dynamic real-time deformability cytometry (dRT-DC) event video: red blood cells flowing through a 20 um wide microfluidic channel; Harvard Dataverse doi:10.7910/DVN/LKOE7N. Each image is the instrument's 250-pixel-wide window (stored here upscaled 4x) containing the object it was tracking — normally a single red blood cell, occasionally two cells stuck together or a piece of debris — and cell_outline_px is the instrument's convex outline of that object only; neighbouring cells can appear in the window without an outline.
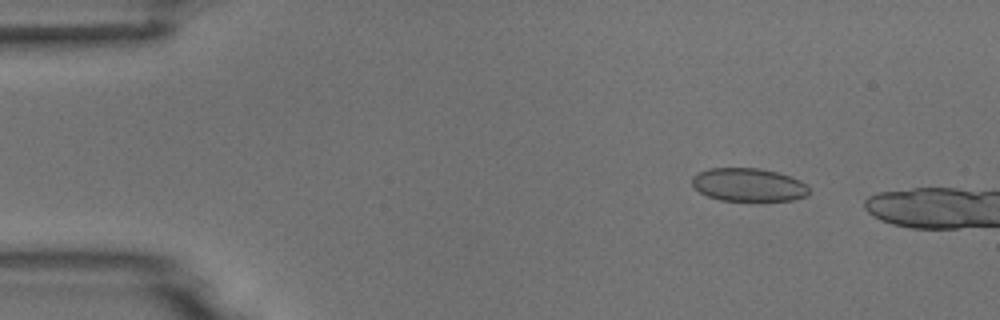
{"species": "common noctule bat (a hibernating species)", "species_latin": "Nyctalus noctula", "temperature_condition": "room temperature", "stored_images_in_passage": 4, "camera_frame_rate_fps": 3000, "um_per_image_px": 0.085, "animal": {"sex": "male", "body_mass_g": 18.8}, "frame": {"image": 1, "passage_image": 2, "time_ms": 1.333, "image_size_px": [1000, 320], "cell_outline_px": [[808, 196], [792, 200], [720, 200], [708, 196], [700, 192], [692, 184], [692, 176], [708, 168], [756, 168], [776, 172], [800, 180], [808, 188]], "centroid_in_image_um": [63.6, 15.7], "position_along_channel_um": 21.4, "area_um2": 22.31}}